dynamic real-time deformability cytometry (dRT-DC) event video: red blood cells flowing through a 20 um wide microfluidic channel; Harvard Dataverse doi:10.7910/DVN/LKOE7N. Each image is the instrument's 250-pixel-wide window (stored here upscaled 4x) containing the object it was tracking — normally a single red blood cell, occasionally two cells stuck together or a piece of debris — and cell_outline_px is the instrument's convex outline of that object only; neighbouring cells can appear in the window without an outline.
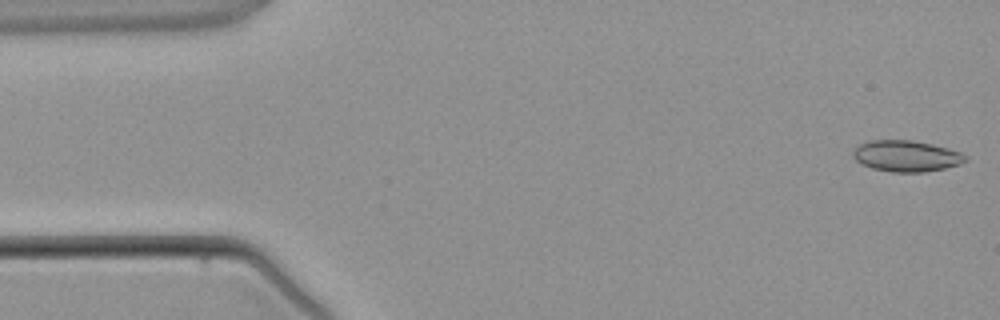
{"species": "common noctule bat (a hibernating species)", "species_latin": "Nyctalus noctula", "temperature_condition": "warm", "stored_images_in_passage": 2, "camera_frame_rate_fps": 3000, "um_per_image_px": 0.085, "animal": {"sex": "male", "body_mass_g": 21.5, "forearm_length_mm": 52.0}, "frame": {"image": 1, "passage_image": 2, "time_ms": 1.333, "image_size_px": [1000, 320], "cell_outline_px": [[968, 160], [960, 164], [944, 168], [924, 172], [892, 172], [872, 168], [860, 164], [852, 156], [852, 152], [860, 144], [868, 140], [912, 140], [932, 144], [948, 148], [960, 152], [968, 156]], "centroid_in_image_um": [77.03, 13.26], "position_along_channel_um": 8.0, "area_um2": 20.52}}